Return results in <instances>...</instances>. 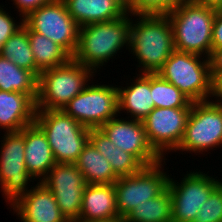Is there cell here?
I'll list each match as a JSON object with an SVG mask.
<instances>
[{"instance_id": "6da1fadb", "label": "cell", "mask_w": 222, "mask_h": 222, "mask_svg": "<svg viewBox=\"0 0 222 222\" xmlns=\"http://www.w3.org/2000/svg\"><path fill=\"white\" fill-rule=\"evenodd\" d=\"M136 17V21L132 17ZM129 52L137 58L139 73H157L175 51L172 24L167 15H132ZM134 21V22H133Z\"/></svg>"}, {"instance_id": "7a4b0ae2", "label": "cell", "mask_w": 222, "mask_h": 222, "mask_svg": "<svg viewBox=\"0 0 222 222\" xmlns=\"http://www.w3.org/2000/svg\"><path fill=\"white\" fill-rule=\"evenodd\" d=\"M131 16L127 12L112 21L80 26L79 44L73 58L99 72L98 68L101 69L110 59H114L125 46L126 50L129 49Z\"/></svg>"}, {"instance_id": "3957f363", "label": "cell", "mask_w": 222, "mask_h": 222, "mask_svg": "<svg viewBox=\"0 0 222 222\" xmlns=\"http://www.w3.org/2000/svg\"><path fill=\"white\" fill-rule=\"evenodd\" d=\"M215 14L216 9L192 0L170 12L167 16L173 28L175 50L209 58Z\"/></svg>"}, {"instance_id": "277c9868", "label": "cell", "mask_w": 222, "mask_h": 222, "mask_svg": "<svg viewBox=\"0 0 222 222\" xmlns=\"http://www.w3.org/2000/svg\"><path fill=\"white\" fill-rule=\"evenodd\" d=\"M95 73L93 69L78 63L73 57L63 65L41 71L38 77L36 109H63L93 82Z\"/></svg>"}, {"instance_id": "5b68a950", "label": "cell", "mask_w": 222, "mask_h": 222, "mask_svg": "<svg viewBox=\"0 0 222 222\" xmlns=\"http://www.w3.org/2000/svg\"><path fill=\"white\" fill-rule=\"evenodd\" d=\"M34 122L45 133L56 163H75L89 141L90 129L62 109H36Z\"/></svg>"}, {"instance_id": "8992f818", "label": "cell", "mask_w": 222, "mask_h": 222, "mask_svg": "<svg viewBox=\"0 0 222 222\" xmlns=\"http://www.w3.org/2000/svg\"><path fill=\"white\" fill-rule=\"evenodd\" d=\"M157 74L176 86L192 102L210 100L212 77L209 59L204 56L175 50Z\"/></svg>"}, {"instance_id": "52a82bcc", "label": "cell", "mask_w": 222, "mask_h": 222, "mask_svg": "<svg viewBox=\"0 0 222 222\" xmlns=\"http://www.w3.org/2000/svg\"><path fill=\"white\" fill-rule=\"evenodd\" d=\"M217 147H222V103L212 99L192 102L182 141L174 152L204 155Z\"/></svg>"}, {"instance_id": "ba28073f", "label": "cell", "mask_w": 222, "mask_h": 222, "mask_svg": "<svg viewBox=\"0 0 222 222\" xmlns=\"http://www.w3.org/2000/svg\"><path fill=\"white\" fill-rule=\"evenodd\" d=\"M89 84L63 111L88 129H98L118 115L117 85Z\"/></svg>"}, {"instance_id": "9c48e42d", "label": "cell", "mask_w": 222, "mask_h": 222, "mask_svg": "<svg viewBox=\"0 0 222 222\" xmlns=\"http://www.w3.org/2000/svg\"><path fill=\"white\" fill-rule=\"evenodd\" d=\"M0 148V187L5 202L14 204L30 189L35 180L25 167L24 128L19 132H5Z\"/></svg>"}, {"instance_id": "30bf717a", "label": "cell", "mask_w": 222, "mask_h": 222, "mask_svg": "<svg viewBox=\"0 0 222 222\" xmlns=\"http://www.w3.org/2000/svg\"><path fill=\"white\" fill-rule=\"evenodd\" d=\"M165 160L167 159L143 167L136 174L119 177L114 182L117 210L121 219H124L137 205L160 195L168 187L170 176L164 171V164L167 165Z\"/></svg>"}, {"instance_id": "8fae6325", "label": "cell", "mask_w": 222, "mask_h": 222, "mask_svg": "<svg viewBox=\"0 0 222 222\" xmlns=\"http://www.w3.org/2000/svg\"><path fill=\"white\" fill-rule=\"evenodd\" d=\"M24 23L34 32L44 35L72 57L79 44L80 26L74 21L62 0H54L31 11Z\"/></svg>"}, {"instance_id": "7c38bea8", "label": "cell", "mask_w": 222, "mask_h": 222, "mask_svg": "<svg viewBox=\"0 0 222 222\" xmlns=\"http://www.w3.org/2000/svg\"><path fill=\"white\" fill-rule=\"evenodd\" d=\"M197 170V171H196ZM187 171L180 182L169 177L168 189L172 200V222H192L202 204L221 183L209 171Z\"/></svg>"}, {"instance_id": "4fadbf2b", "label": "cell", "mask_w": 222, "mask_h": 222, "mask_svg": "<svg viewBox=\"0 0 222 222\" xmlns=\"http://www.w3.org/2000/svg\"><path fill=\"white\" fill-rule=\"evenodd\" d=\"M191 109L192 104L188 108H154L142 120L150 145L163 159L179 147Z\"/></svg>"}, {"instance_id": "5bb4252c", "label": "cell", "mask_w": 222, "mask_h": 222, "mask_svg": "<svg viewBox=\"0 0 222 222\" xmlns=\"http://www.w3.org/2000/svg\"><path fill=\"white\" fill-rule=\"evenodd\" d=\"M99 129L117 148L132 154L144 167L164 160L150 145L141 120L117 116Z\"/></svg>"}, {"instance_id": "9a60e30c", "label": "cell", "mask_w": 222, "mask_h": 222, "mask_svg": "<svg viewBox=\"0 0 222 222\" xmlns=\"http://www.w3.org/2000/svg\"><path fill=\"white\" fill-rule=\"evenodd\" d=\"M41 182L66 218H79L86 182L75 163H56Z\"/></svg>"}, {"instance_id": "2e32d148", "label": "cell", "mask_w": 222, "mask_h": 222, "mask_svg": "<svg viewBox=\"0 0 222 222\" xmlns=\"http://www.w3.org/2000/svg\"><path fill=\"white\" fill-rule=\"evenodd\" d=\"M21 222H63L53 193L42 182L31 189L10 206Z\"/></svg>"}, {"instance_id": "e0dca14e", "label": "cell", "mask_w": 222, "mask_h": 222, "mask_svg": "<svg viewBox=\"0 0 222 222\" xmlns=\"http://www.w3.org/2000/svg\"><path fill=\"white\" fill-rule=\"evenodd\" d=\"M136 75L131 85L126 83L128 86H117L118 114L121 116L125 112L129 115L126 118L142 121L155 108L151 93V73Z\"/></svg>"}, {"instance_id": "ac0fdd59", "label": "cell", "mask_w": 222, "mask_h": 222, "mask_svg": "<svg viewBox=\"0 0 222 222\" xmlns=\"http://www.w3.org/2000/svg\"><path fill=\"white\" fill-rule=\"evenodd\" d=\"M24 142L26 170L35 181L41 182L56 164L47 137L34 122L24 127Z\"/></svg>"}, {"instance_id": "d6986e66", "label": "cell", "mask_w": 222, "mask_h": 222, "mask_svg": "<svg viewBox=\"0 0 222 222\" xmlns=\"http://www.w3.org/2000/svg\"><path fill=\"white\" fill-rule=\"evenodd\" d=\"M79 218L87 222L121 219L114 184H86Z\"/></svg>"}, {"instance_id": "ffe728a7", "label": "cell", "mask_w": 222, "mask_h": 222, "mask_svg": "<svg viewBox=\"0 0 222 222\" xmlns=\"http://www.w3.org/2000/svg\"><path fill=\"white\" fill-rule=\"evenodd\" d=\"M36 103L21 92L0 90V127L3 132H19L34 123Z\"/></svg>"}, {"instance_id": "44dd1931", "label": "cell", "mask_w": 222, "mask_h": 222, "mask_svg": "<svg viewBox=\"0 0 222 222\" xmlns=\"http://www.w3.org/2000/svg\"><path fill=\"white\" fill-rule=\"evenodd\" d=\"M67 11L79 26L108 22L125 12L113 0H62Z\"/></svg>"}, {"instance_id": "7402d4cb", "label": "cell", "mask_w": 222, "mask_h": 222, "mask_svg": "<svg viewBox=\"0 0 222 222\" xmlns=\"http://www.w3.org/2000/svg\"><path fill=\"white\" fill-rule=\"evenodd\" d=\"M89 141L111 163L118 178L136 174L144 167L132 154L117 148L99 128L89 130Z\"/></svg>"}, {"instance_id": "603a6c76", "label": "cell", "mask_w": 222, "mask_h": 222, "mask_svg": "<svg viewBox=\"0 0 222 222\" xmlns=\"http://www.w3.org/2000/svg\"><path fill=\"white\" fill-rule=\"evenodd\" d=\"M75 165L83 174L86 184H114L118 179L111 163L90 141L83 147Z\"/></svg>"}, {"instance_id": "cb8c5ba5", "label": "cell", "mask_w": 222, "mask_h": 222, "mask_svg": "<svg viewBox=\"0 0 222 222\" xmlns=\"http://www.w3.org/2000/svg\"><path fill=\"white\" fill-rule=\"evenodd\" d=\"M0 90L27 94L35 103L38 97V77L0 55Z\"/></svg>"}, {"instance_id": "d4e9b609", "label": "cell", "mask_w": 222, "mask_h": 222, "mask_svg": "<svg viewBox=\"0 0 222 222\" xmlns=\"http://www.w3.org/2000/svg\"><path fill=\"white\" fill-rule=\"evenodd\" d=\"M28 38L35 58L36 68L40 72L63 65L72 58L63 47L44 35L32 31L29 27Z\"/></svg>"}, {"instance_id": "484cf974", "label": "cell", "mask_w": 222, "mask_h": 222, "mask_svg": "<svg viewBox=\"0 0 222 222\" xmlns=\"http://www.w3.org/2000/svg\"><path fill=\"white\" fill-rule=\"evenodd\" d=\"M0 55L16 66L33 72L37 77L40 76L28 38V26L25 23L0 48Z\"/></svg>"}, {"instance_id": "4316f807", "label": "cell", "mask_w": 222, "mask_h": 222, "mask_svg": "<svg viewBox=\"0 0 222 222\" xmlns=\"http://www.w3.org/2000/svg\"><path fill=\"white\" fill-rule=\"evenodd\" d=\"M124 222H172V200L168 187L158 196L137 205Z\"/></svg>"}, {"instance_id": "83f0119b", "label": "cell", "mask_w": 222, "mask_h": 222, "mask_svg": "<svg viewBox=\"0 0 222 222\" xmlns=\"http://www.w3.org/2000/svg\"><path fill=\"white\" fill-rule=\"evenodd\" d=\"M151 93L155 108H188L192 101L159 74L151 73Z\"/></svg>"}, {"instance_id": "f1b7e54d", "label": "cell", "mask_w": 222, "mask_h": 222, "mask_svg": "<svg viewBox=\"0 0 222 222\" xmlns=\"http://www.w3.org/2000/svg\"><path fill=\"white\" fill-rule=\"evenodd\" d=\"M188 0H130L132 15H168Z\"/></svg>"}, {"instance_id": "f546056e", "label": "cell", "mask_w": 222, "mask_h": 222, "mask_svg": "<svg viewBox=\"0 0 222 222\" xmlns=\"http://www.w3.org/2000/svg\"><path fill=\"white\" fill-rule=\"evenodd\" d=\"M192 222H222V182L202 204Z\"/></svg>"}, {"instance_id": "4dcf8cb0", "label": "cell", "mask_w": 222, "mask_h": 222, "mask_svg": "<svg viewBox=\"0 0 222 222\" xmlns=\"http://www.w3.org/2000/svg\"><path fill=\"white\" fill-rule=\"evenodd\" d=\"M0 5V48L5 42L24 24V18H20V22H16L11 13L6 12L5 8Z\"/></svg>"}, {"instance_id": "1f68e13d", "label": "cell", "mask_w": 222, "mask_h": 222, "mask_svg": "<svg viewBox=\"0 0 222 222\" xmlns=\"http://www.w3.org/2000/svg\"><path fill=\"white\" fill-rule=\"evenodd\" d=\"M52 1L54 0H13V4L15 5V10L16 8L18 9L19 16L25 18L31 11Z\"/></svg>"}, {"instance_id": "d6a6232c", "label": "cell", "mask_w": 222, "mask_h": 222, "mask_svg": "<svg viewBox=\"0 0 222 222\" xmlns=\"http://www.w3.org/2000/svg\"><path fill=\"white\" fill-rule=\"evenodd\" d=\"M222 48V14L216 12L212 29V50Z\"/></svg>"}, {"instance_id": "836d02e7", "label": "cell", "mask_w": 222, "mask_h": 222, "mask_svg": "<svg viewBox=\"0 0 222 222\" xmlns=\"http://www.w3.org/2000/svg\"><path fill=\"white\" fill-rule=\"evenodd\" d=\"M210 74L213 78L219 72H222V48L212 50L209 56Z\"/></svg>"}, {"instance_id": "e575fe53", "label": "cell", "mask_w": 222, "mask_h": 222, "mask_svg": "<svg viewBox=\"0 0 222 222\" xmlns=\"http://www.w3.org/2000/svg\"><path fill=\"white\" fill-rule=\"evenodd\" d=\"M214 102L222 103V72L212 78V93L210 99Z\"/></svg>"}, {"instance_id": "d590c367", "label": "cell", "mask_w": 222, "mask_h": 222, "mask_svg": "<svg viewBox=\"0 0 222 222\" xmlns=\"http://www.w3.org/2000/svg\"><path fill=\"white\" fill-rule=\"evenodd\" d=\"M195 3L217 9V7L222 3V0H192Z\"/></svg>"}, {"instance_id": "8d00e7d4", "label": "cell", "mask_w": 222, "mask_h": 222, "mask_svg": "<svg viewBox=\"0 0 222 222\" xmlns=\"http://www.w3.org/2000/svg\"><path fill=\"white\" fill-rule=\"evenodd\" d=\"M125 13L129 12L130 0H113Z\"/></svg>"}, {"instance_id": "74e56055", "label": "cell", "mask_w": 222, "mask_h": 222, "mask_svg": "<svg viewBox=\"0 0 222 222\" xmlns=\"http://www.w3.org/2000/svg\"><path fill=\"white\" fill-rule=\"evenodd\" d=\"M63 222H87L81 218H66Z\"/></svg>"}, {"instance_id": "f35d334b", "label": "cell", "mask_w": 222, "mask_h": 222, "mask_svg": "<svg viewBox=\"0 0 222 222\" xmlns=\"http://www.w3.org/2000/svg\"><path fill=\"white\" fill-rule=\"evenodd\" d=\"M89 222H124L123 219H112V220H98V221H89Z\"/></svg>"}, {"instance_id": "ab89813d", "label": "cell", "mask_w": 222, "mask_h": 222, "mask_svg": "<svg viewBox=\"0 0 222 222\" xmlns=\"http://www.w3.org/2000/svg\"><path fill=\"white\" fill-rule=\"evenodd\" d=\"M216 12L222 14V3L217 7Z\"/></svg>"}]
</instances>
